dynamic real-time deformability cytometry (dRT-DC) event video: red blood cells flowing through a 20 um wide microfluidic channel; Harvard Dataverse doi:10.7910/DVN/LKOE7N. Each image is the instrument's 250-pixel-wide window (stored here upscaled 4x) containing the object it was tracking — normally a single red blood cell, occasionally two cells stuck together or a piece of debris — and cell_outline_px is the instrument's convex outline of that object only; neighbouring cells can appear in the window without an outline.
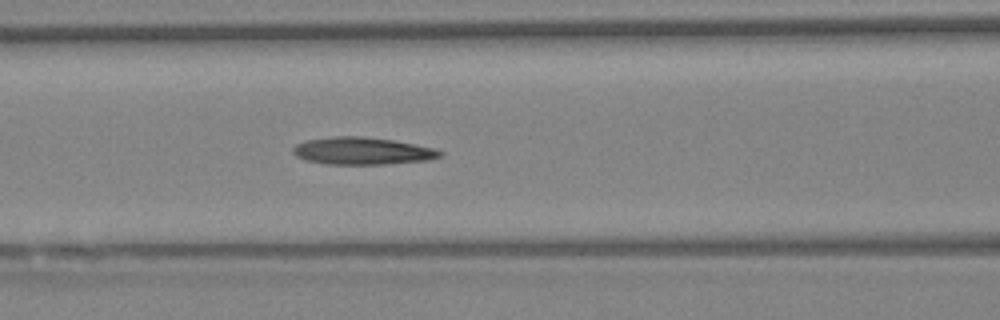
{"species": "Egyptian fruit bat (a non-hibernating species)", "species_latin": "Rousettus aegyptiacus", "temperature_condition": "warm", "stored_images_in_passage": 8, "segment_of_instrument_passage": [1, 2], "camera_frame_rate_fps": 3000, "um_per_image_px": 0.085, "animal": {"sex": "female"}, "frame": {"image": 1, "passage_image": 7, "time_ms": 2.0, "image_size_px": [1000, 320], "cell_outline_px": [[444, 152], [440, 156], [428, 160], [384, 164], [328, 164], [304, 160], [296, 156], [292, 152], [292, 148], [296, 144], [308, 140], [332, 136], [360, 136], [392, 140], [432, 148]], "centroid_in_image_um": [30.74, 12.83], "position_along_channel_um": 135.9, "area_um2": 23.18}}